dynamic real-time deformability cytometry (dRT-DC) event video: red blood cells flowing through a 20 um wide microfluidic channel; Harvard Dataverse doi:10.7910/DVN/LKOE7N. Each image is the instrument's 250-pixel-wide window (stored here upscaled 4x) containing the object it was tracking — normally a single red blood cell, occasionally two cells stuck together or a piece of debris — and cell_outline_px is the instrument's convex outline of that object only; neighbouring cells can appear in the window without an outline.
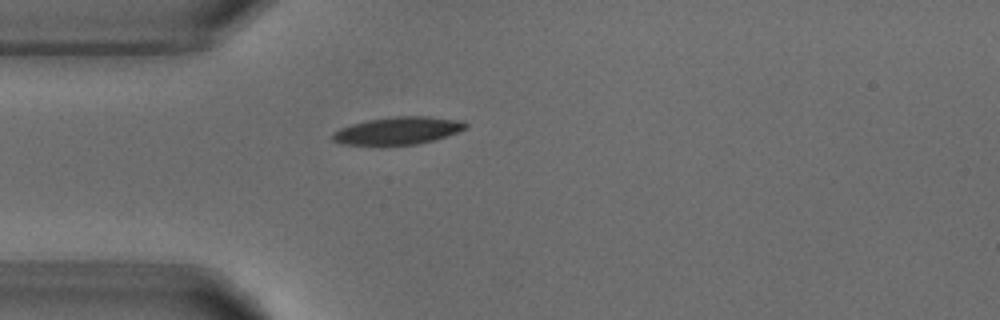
{"species": "common noctule bat (a hibernating species)", "species_latin": "Nyctalus noctula", "temperature_condition": "warm", "stored_images_in_passage": 1, "camera_frame_rate_fps": 3000, "um_per_image_px": 0.085, "animal": {"sex": "male", "body_mass_g": 18.8}, "frame": {"image": 1, "passage_image": 1, "time_ms": 0.0, "image_size_px": [1000, 320], "cell_outline_px": [[468, 128], [432, 140], [416, 144], [340, 144], [332, 140], [332, 132], [340, 128], [352, 124], [368, 120], [392, 116], [428, 116], [464, 120], [468, 124]], "centroid_in_image_um": [33.84, 11.08], "position_along_channel_um": 51.2, "area_um2": 21.15}}